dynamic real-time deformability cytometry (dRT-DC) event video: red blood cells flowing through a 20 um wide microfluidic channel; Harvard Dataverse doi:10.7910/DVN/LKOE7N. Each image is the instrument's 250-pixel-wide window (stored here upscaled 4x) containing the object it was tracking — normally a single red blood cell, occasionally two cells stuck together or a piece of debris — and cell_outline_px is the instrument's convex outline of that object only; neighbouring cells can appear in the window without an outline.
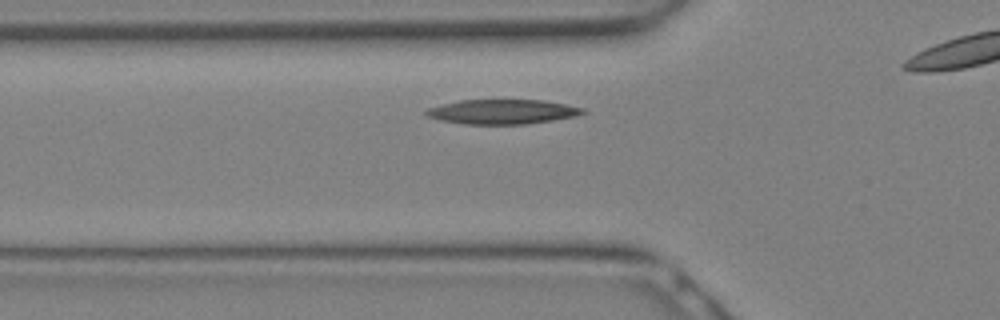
{"species": "Egyptian fruit bat (a non-hibernating species)", "species_latin": "Rousettus aegyptiacus", "temperature_condition": "warm", "stored_images_in_passage": 15, "camera_frame_rate_fps": 3000, "um_per_image_px": 0.085, "animal": {"sex": "female"}, "frame": {"image": 1, "passage_image": 3, "time_ms": 0.667, "image_size_px": [1000, 320], "cell_outline_px": [[588, 112], [576, 116], [528, 124], [464, 124], [440, 120], [428, 116], [424, 112], [428, 108], [460, 100], [544, 100], [584, 108]], "centroid_in_image_um": [42.73, 9.5], "position_along_channel_um": 83.1, "area_um2": 22.37}}
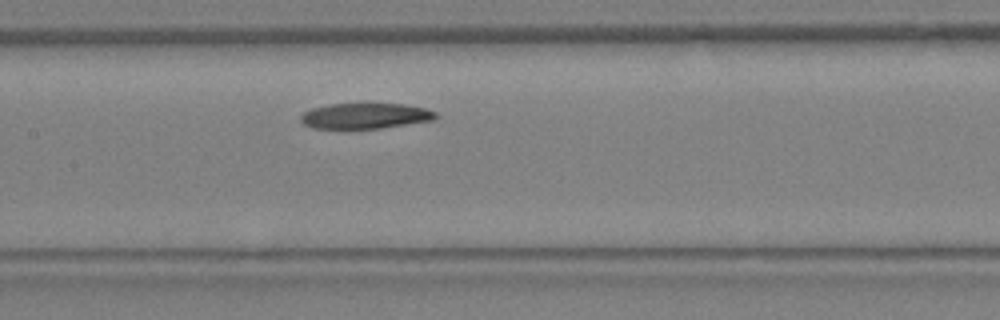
{"frame": {"image": 2, "passage_image": 7, "time_ms": 2.0, "image_size_px": [1000, 320], "cell_outline_px": [[440, 116], [436, 120], [380, 128], [312, 128], [304, 124], [300, 120], [300, 116], [304, 112], [312, 108], [328, 104], [404, 104], [424, 108], [436, 112]], "centroid_in_image_um": [31.08, 9.85], "position_along_channel_um": 176.3, "area_um2": 20.11}}
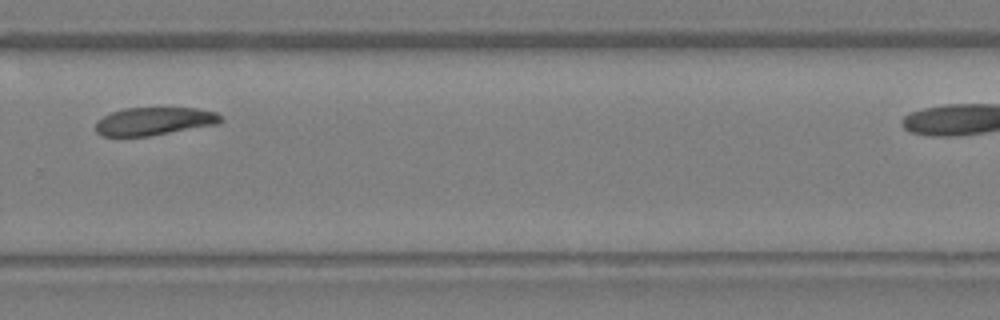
{"frame": {"image": 3, "passage_image": 13, "time_ms": 4.0, "image_size_px": [1000, 320], "cell_outline_px": [[224, 120], [220, 124], [148, 136], [100, 136], [96, 132], [96, 120], [112, 112], [124, 108], [196, 108], [216, 112], [224, 116]], "centroid_in_image_um": [13.15, 10.3], "position_along_channel_um": 316.6, "area_um2": 20.58}}